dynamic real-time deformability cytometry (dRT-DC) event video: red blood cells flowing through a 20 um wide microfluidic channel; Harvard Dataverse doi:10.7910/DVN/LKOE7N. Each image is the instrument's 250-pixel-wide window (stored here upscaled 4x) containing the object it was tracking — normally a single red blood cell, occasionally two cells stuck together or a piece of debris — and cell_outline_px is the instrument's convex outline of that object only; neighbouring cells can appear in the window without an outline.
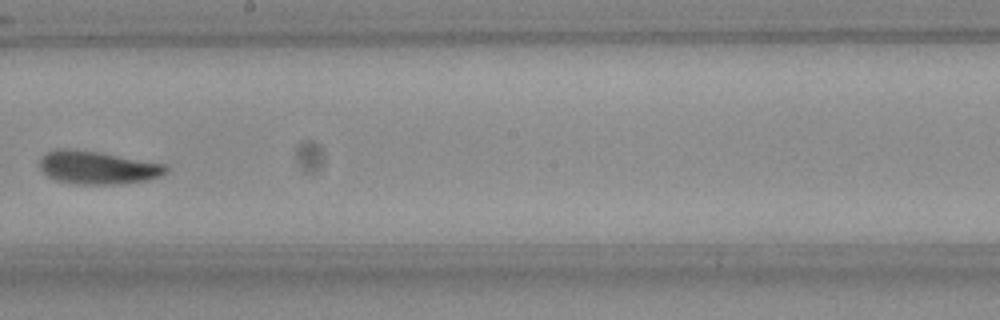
{"species": "Egyptian fruit bat (a non-hibernating species)", "species_latin": "Rousettus aegyptiacus", "temperature_condition": "room temperature", "stored_images_in_passage": 9, "camera_frame_rate_fps": 3000, "um_per_image_px": 0.085, "frame": {"image": 1, "passage_image": 9, "time_ms": 2.667, "image_size_px": [1000, 320], "cell_outline_px": [[168, 172], [160, 176], [148, 180], [116, 184], [76, 184], [56, 180], [48, 176], [40, 168], [40, 156], [44, 152], [56, 148], [68, 148], [100, 152], [164, 164], [168, 168]], "centroid_in_image_um": [8.25, 14.23], "position_along_channel_um": 239.9, "area_um2": 24.45}}